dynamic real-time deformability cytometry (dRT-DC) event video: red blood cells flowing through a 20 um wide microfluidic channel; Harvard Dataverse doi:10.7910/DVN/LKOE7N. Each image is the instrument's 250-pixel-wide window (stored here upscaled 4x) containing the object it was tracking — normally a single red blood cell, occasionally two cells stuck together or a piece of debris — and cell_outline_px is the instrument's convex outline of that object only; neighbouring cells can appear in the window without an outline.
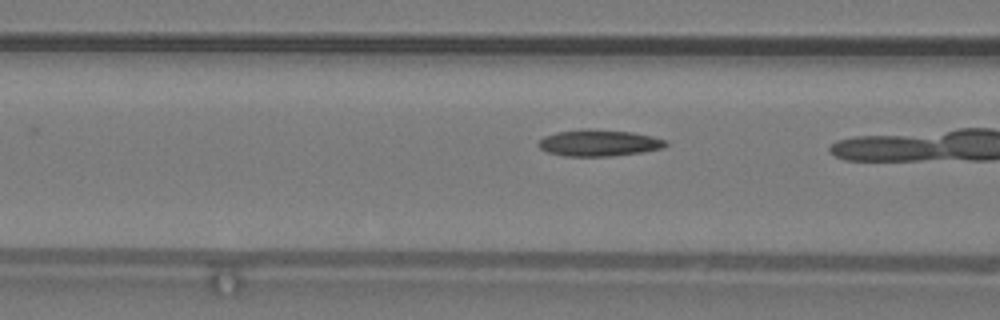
{"species": "common noctule bat (a hibernating species)", "species_latin": "Nyctalus noctula", "temperature_condition": "warm", "stored_images_in_passage": 9, "camera_frame_rate_fps": 3000, "um_per_image_px": 0.085, "animal": {"sex": "male", "body_mass_g": 19.2, "forearm_length_mm": 51.8}, "frame": {"image": 1, "passage_image": 8, "time_ms": 2.333, "image_size_px": [1000, 320], "cell_outline_px": [[668, 144], [664, 148], [640, 152], [612, 156], [564, 156], [548, 152], [540, 148], [536, 144], [544, 136], [556, 132], [584, 128], [588, 128], [632, 132], [652, 136], [668, 140]], "centroid_in_image_um": [50.91, 12.14], "position_along_channel_um": 115.7, "area_um2": 19.83}}